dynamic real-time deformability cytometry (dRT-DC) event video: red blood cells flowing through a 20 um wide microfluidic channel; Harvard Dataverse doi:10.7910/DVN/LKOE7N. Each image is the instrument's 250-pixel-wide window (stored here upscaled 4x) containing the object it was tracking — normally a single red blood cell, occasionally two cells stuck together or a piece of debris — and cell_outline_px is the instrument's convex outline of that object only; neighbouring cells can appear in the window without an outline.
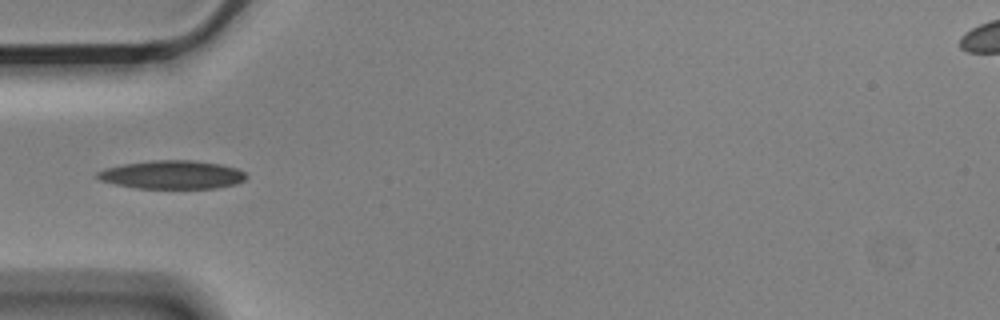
{"species": "Egyptian fruit bat (a non-hibernating species)", "species_latin": "Rousettus aegyptiacus", "temperature_condition": "cold", "stored_images_in_passage": 7, "camera_frame_rate_fps": 3000, "um_per_image_px": 0.085, "animal": {"sex": "male"}, "frame": {"image": 1, "passage_image": 4, "time_ms": 1.0, "image_size_px": [1000, 320], "cell_outline_px": [[248, 176], [244, 180], [236, 184], [216, 188], [136, 188], [116, 184], [100, 180], [96, 176], [96, 172], [104, 168], [124, 164], [152, 160], [192, 160], [220, 164], [236, 168], [244, 172]], "centroid_in_image_um": [14.63, 14.85], "position_along_channel_um": 70.4, "area_um2": 24.62}}
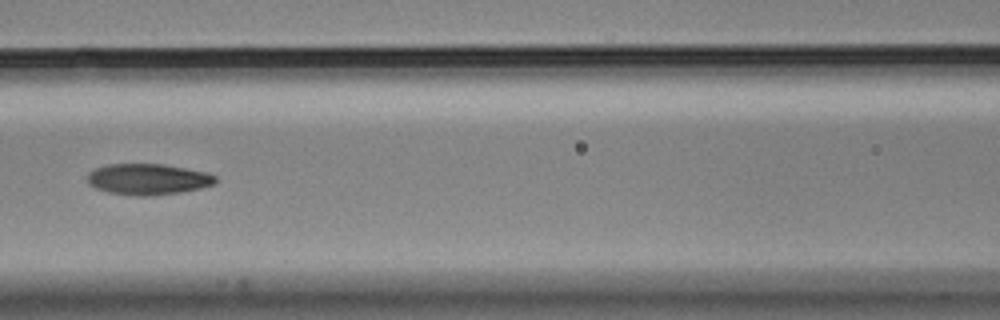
{"frame": {"image": 2, "passage_image": 6, "time_ms": 1.667, "image_size_px": [1000, 320], "cell_outline_px": [[216, 184], [200, 188], [180, 192], [152, 196], [136, 196], [108, 192], [96, 188], [88, 184], [88, 172], [96, 168], [108, 164], [164, 164], [208, 172], [216, 176]], "centroid_in_image_um": [12.6, 15.23], "position_along_channel_um": 154.0, "area_um2": 23.29}}
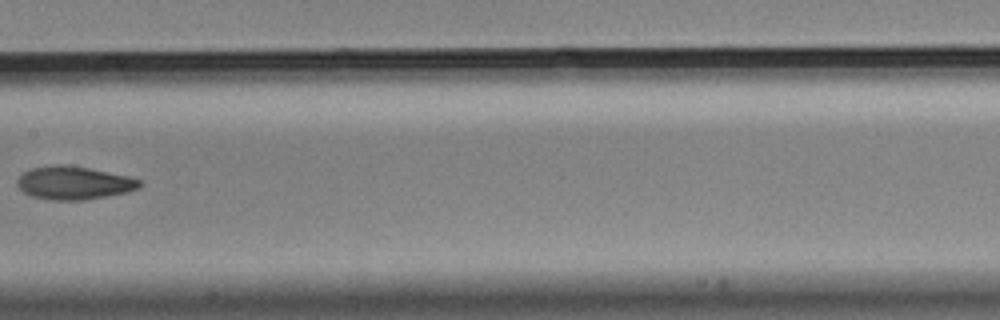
{"frame": {"image": 3, "passage_image": 7, "time_ms": 2.0, "image_size_px": [1000, 320], "cell_outline_px": [[140, 188], [128, 192], [84, 200], [48, 200], [32, 196], [24, 192], [16, 184], [16, 180], [24, 172], [32, 168], [56, 164], [64, 164], [88, 168], [128, 176], [140, 180]], "centroid_in_image_um": [6.26, 15.55], "position_along_channel_um": 201.1, "area_um2": 23.58}}